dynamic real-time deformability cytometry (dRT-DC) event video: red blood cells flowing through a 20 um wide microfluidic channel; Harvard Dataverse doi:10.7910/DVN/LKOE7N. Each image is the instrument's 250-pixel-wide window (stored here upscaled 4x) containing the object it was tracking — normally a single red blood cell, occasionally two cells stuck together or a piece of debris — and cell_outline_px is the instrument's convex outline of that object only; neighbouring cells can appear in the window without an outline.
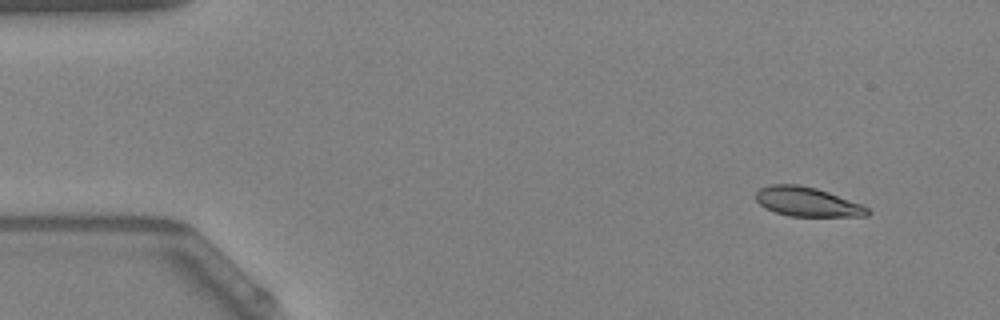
{"species": "Egyptian fruit bat (a non-hibernating species)", "species_latin": "Rousettus aegyptiacus", "temperature_condition": "warm", "stored_images_in_passage": 54, "camera_frame_rate_fps": 3000, "um_per_image_px": 0.085, "animal": {"sex": "female"}, "frame": {"image": 1, "passage_image": 4, "time_ms": 1.0, "image_size_px": [1000, 320], "cell_outline_px": [[872, 212], [868, 216], [788, 216], [764, 208], [756, 200], [756, 192], [760, 188], [768, 184], [796, 184], [816, 188], [828, 192], [860, 204], [868, 208]], "centroid_in_image_um": [68.59, 17.15], "position_along_channel_um": 16.4, "area_um2": 19.02}}
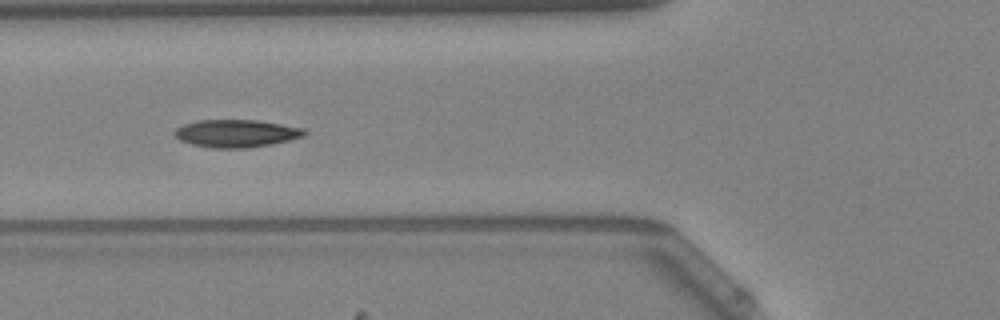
{"frame": {"image": 2, "passage_image": 20, "time_ms": 6.333, "image_size_px": [1000, 320], "cell_outline_px": [[308, 132], [304, 136], [272, 144], [248, 148], [212, 148], [192, 144], [180, 140], [176, 136], [176, 128], [184, 124], [196, 120], [256, 120], [304, 128]], "centroid_in_image_um": [20.1, 11.34], "position_along_channel_um": 105.7, "area_um2": 20.81}}
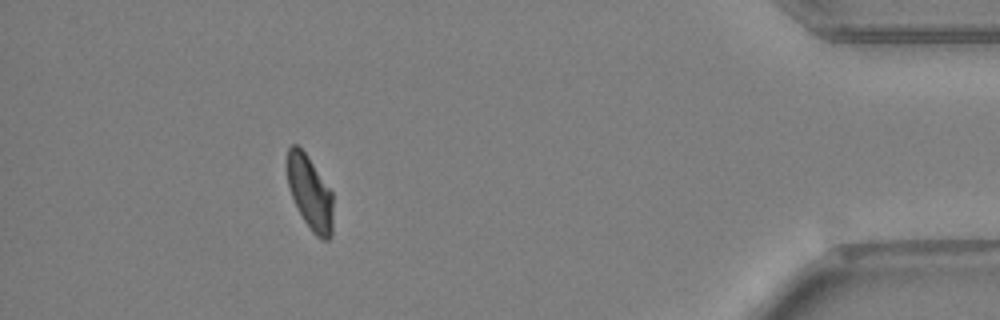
{"frame": {"image": 3, "passage_image": 49, "time_ms": 16.0, "image_size_px": [1000, 320], "cell_outline_px": [[332, 236], [328, 240], [320, 240], [312, 232], [304, 220], [292, 196], [288, 184], [288, 148], [292, 144], [296, 144], [304, 152], [332, 192]], "centroid_in_image_um": [26.36, 16.44], "position_along_channel_um": 408.8, "area_um2": 19.25}, "authors_computed_cell_mechanics": {"area_um2": 19.9988, "velocity_mm_per_s": 3.7067, "shape_relaxation_time_tau1_ms": 3.8572, "shape_relaxation_time_tau2_ms": 2.1481, "deformation_change_tau1": 0.1408, "deformation_change_tau2": 0.0614}}